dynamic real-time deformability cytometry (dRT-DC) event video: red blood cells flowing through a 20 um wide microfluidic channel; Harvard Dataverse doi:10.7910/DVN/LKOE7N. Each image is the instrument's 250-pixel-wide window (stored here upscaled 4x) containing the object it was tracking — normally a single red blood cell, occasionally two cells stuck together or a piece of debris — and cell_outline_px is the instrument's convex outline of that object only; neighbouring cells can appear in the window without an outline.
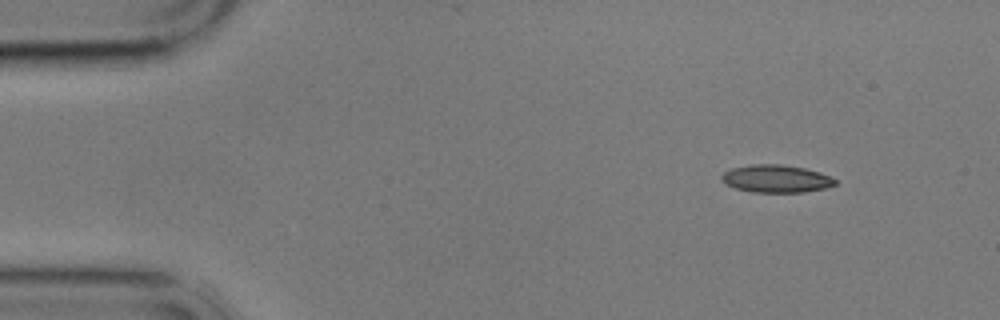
{"species": "common noctule bat (a hibernating species)", "species_latin": "Nyctalus noctula", "temperature_condition": "cold", "stored_images_in_passage": 5, "camera_frame_rate_fps": 3000, "um_per_image_px": 0.085, "animal": {"sex": "male", "body_mass_g": 17.9}, "frame": {"image": 1, "passage_image": 1, "time_ms": 0.0, "image_size_px": [1000, 320], "cell_outline_px": [[836, 184], [824, 188], [804, 192], [752, 192], [736, 188], [720, 180], [720, 176], [724, 172], [732, 168], [748, 164], [780, 164], [804, 168], [820, 172], [832, 176], [836, 180]], "centroid_in_image_um": [65.97, 15.18], "position_along_channel_um": 19.0, "area_um2": 18.32}}
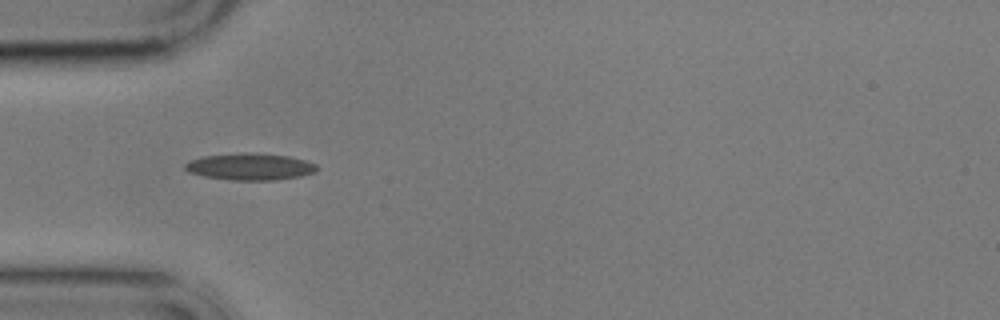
{"frame": {"image": 2, "passage_image": 4, "time_ms": 3.667, "image_size_px": [1000, 320], "cell_outline_px": [[320, 168], [316, 172], [300, 176], [276, 180], [232, 180], [204, 176], [188, 172], [184, 168], [184, 164], [192, 160], [204, 156], [240, 152], [256, 152], [288, 156], [304, 160], [316, 164]], "centroid_in_image_um": [21.28, 14.16], "position_along_channel_um": 63.7, "area_um2": 20.75}}